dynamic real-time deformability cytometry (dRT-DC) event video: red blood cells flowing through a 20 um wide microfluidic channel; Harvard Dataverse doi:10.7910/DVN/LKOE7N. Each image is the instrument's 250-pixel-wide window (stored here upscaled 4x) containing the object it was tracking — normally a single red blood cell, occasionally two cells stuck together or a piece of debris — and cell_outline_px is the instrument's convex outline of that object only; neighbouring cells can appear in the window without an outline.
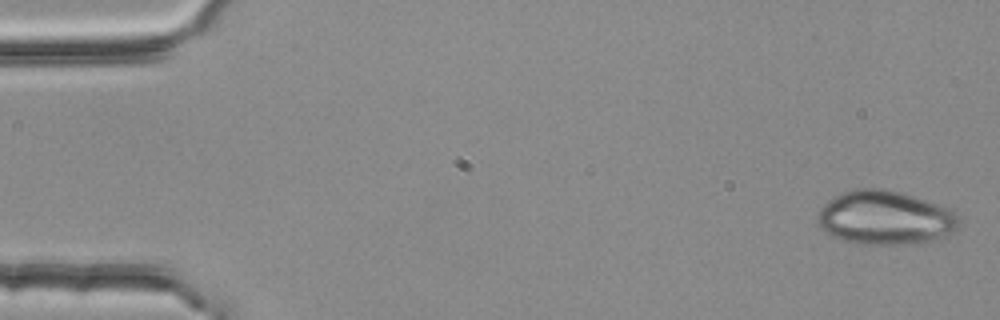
{"species": "common noctule bat (a hibernating species)", "species_latin": "Nyctalus noctula", "temperature_condition": "room temperature", "stored_images_in_passage": 4, "camera_frame_rate_fps": 3000, "um_per_image_px": 0.085, "animal": {"sex": "female", "body_mass_g": 25.1}, "frame": {"image": 1, "passage_image": 1, "time_ms": 0.0, "image_size_px": [1000, 320], "cell_outline_px": [[960, 224], [952, 232], [920, 244], [860, 244], [844, 240], [832, 236], [820, 228], [816, 224], [816, 216], [820, 208], [828, 200], [852, 188], [884, 188], [904, 192], [948, 208], [956, 212], [960, 216]], "centroid_in_image_um": [75.22, 18.5], "position_along_channel_um": 9.8, "area_um2": 44.85}}